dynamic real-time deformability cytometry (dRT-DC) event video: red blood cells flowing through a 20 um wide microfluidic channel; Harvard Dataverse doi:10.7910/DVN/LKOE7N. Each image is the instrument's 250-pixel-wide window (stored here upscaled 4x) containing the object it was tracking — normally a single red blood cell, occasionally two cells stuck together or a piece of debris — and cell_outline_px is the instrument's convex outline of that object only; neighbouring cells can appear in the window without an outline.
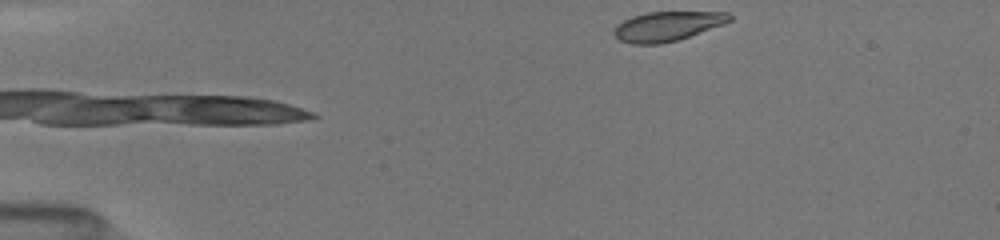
{"species": "common noctule bat (a hibernating species)", "species_latin": "Nyctalus noctula", "temperature_condition": "room temperature", "stored_images_in_passage": 43, "camera_frame_rate_fps": 3000, "um_per_image_px": 0.085, "animal": {"sex": "female", "body_mass_g": 19.5, "forearm_length_mm": 54.1}, "frame": {"image": 1, "passage_image": 1, "time_ms": 0.0, "image_size_px": [1000, 240], "cell_outline_px": [[732, 20], [724, 24], [676, 40], [660, 44], [632, 44], [620, 40], [612, 32], [616, 24], [632, 16], [648, 12], [728, 12], [732, 16]], "centroid_in_image_um": [56.7, 2.22], "position_along_channel_um": 28.3, "area_um2": 19.77}}
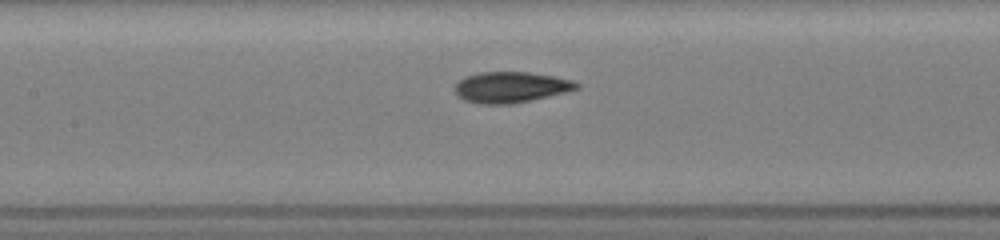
{"frame": {"image": 2, "passage_image": 17, "time_ms": 5.333, "image_size_px": [1000, 240], "cell_outline_px": [[580, 88], [568, 92], [532, 100], [512, 104], [480, 104], [464, 100], [452, 88], [464, 76], [476, 72], [528, 72], [552, 76], [572, 80], [580, 84]], "centroid_in_image_um": [43.42, 7.41], "position_along_channel_um": 164.0, "area_um2": 22.08}}
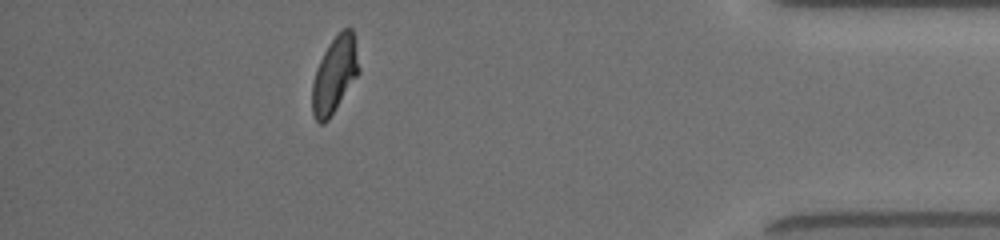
{"frame": {"image": 3, "passage_image": 38, "time_ms": 12.333, "image_size_px": [1000, 240], "cell_outline_px": [[360, 72], [328, 120], [324, 124], [320, 124], [316, 120], [312, 112], [312, 84], [316, 68], [324, 52], [332, 40], [344, 28], [352, 28], [360, 68]], "centroid_in_image_um": [28.44, 6.38], "position_along_channel_um": 406.8, "area_um2": 20.52}, "authors_computed_cell_mechanics": {"area_um2": 21.2704, "velocity_mm_per_s": 4.039, "shape_relaxation_time_tau1_ms": 3.3478, "shape_relaxation_time_tau2_ms": 0.9356, "deformation_change_tau1": 0.1554, "deformation_change_tau2": 0.065}}